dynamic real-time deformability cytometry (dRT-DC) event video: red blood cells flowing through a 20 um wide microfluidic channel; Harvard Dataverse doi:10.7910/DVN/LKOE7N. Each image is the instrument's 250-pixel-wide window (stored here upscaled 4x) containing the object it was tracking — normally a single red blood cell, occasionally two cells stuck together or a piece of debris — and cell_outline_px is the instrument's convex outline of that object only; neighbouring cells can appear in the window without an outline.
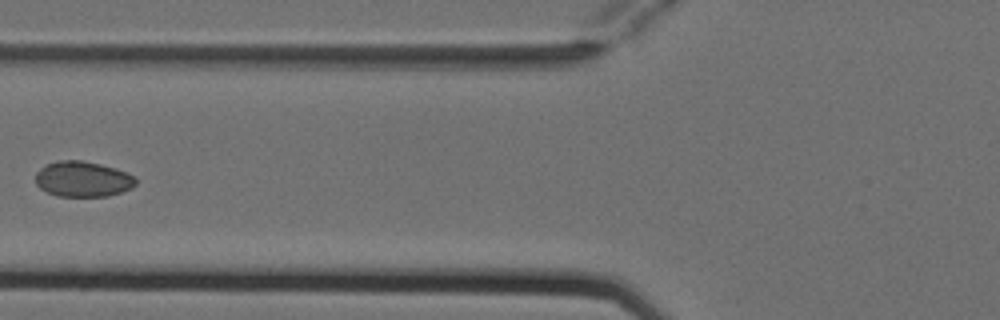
{"species": "Egyptian fruit bat (a non-hibernating species)", "species_latin": "Rousettus aegyptiacus", "temperature_condition": "cold", "stored_images_in_passage": 7, "camera_frame_rate_fps": 3000, "um_per_image_px": 0.085, "animal": {"sex": "female"}, "frame": {"image": 1, "passage_image": 6, "time_ms": 1.667, "image_size_px": [1000, 320], "cell_outline_px": [[136, 184], [132, 188], [108, 196], [56, 196], [40, 188], [36, 184], [36, 172], [40, 168], [48, 164], [60, 160], [80, 160], [100, 164], [116, 168], [136, 176]], "centroid_in_image_um": [7.05, 15.22], "position_along_channel_um": 118.7, "area_um2": 20.75}}
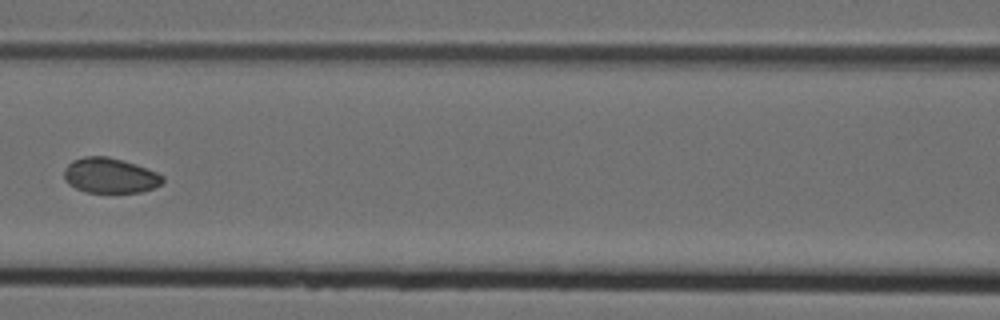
{"frame": {"image": 2, "passage_image": 7, "time_ms": 2.0, "image_size_px": [1000, 320], "cell_outline_px": [[164, 180], [160, 184], [152, 188], [140, 192], [84, 192], [68, 184], [64, 180], [64, 168], [72, 160], [84, 156], [108, 156], [124, 160], [136, 164], [156, 172], [164, 176]], "centroid_in_image_um": [9.32, 14.91], "position_along_channel_um": 157.3, "area_um2": 20.29}}